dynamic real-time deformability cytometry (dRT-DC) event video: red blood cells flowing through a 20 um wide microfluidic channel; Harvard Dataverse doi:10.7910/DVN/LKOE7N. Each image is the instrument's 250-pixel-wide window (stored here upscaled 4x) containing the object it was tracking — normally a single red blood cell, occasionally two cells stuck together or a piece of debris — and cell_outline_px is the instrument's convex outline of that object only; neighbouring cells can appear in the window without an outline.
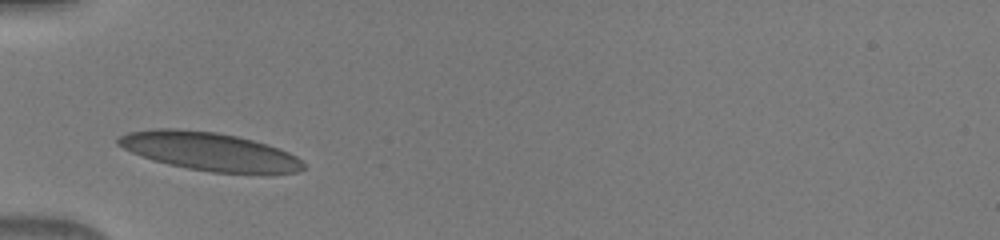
{"species": "human", "species_latin": "Homo sapiens", "temperature_condition": "warm", "stored_images_in_passage": 25, "camera_frame_rate_fps": 3000, "um_per_image_px": 0.085, "donor": {"sex": "male"}, "frame": {"image": 1, "passage_image": 1, "time_ms": 0.0, "image_size_px": [1000, 240], "cell_outline_px": [[308, 168], [296, 172], [212, 172], [188, 168], [168, 164], [152, 160], [132, 152], [116, 144], [116, 136], [128, 132], [152, 128], [176, 128], [216, 132], [236, 136], [268, 144], [280, 148], [296, 156]], "centroid_in_image_um": [17.74, 12.84], "position_along_channel_um": 67.3, "area_um2": 41.04}}
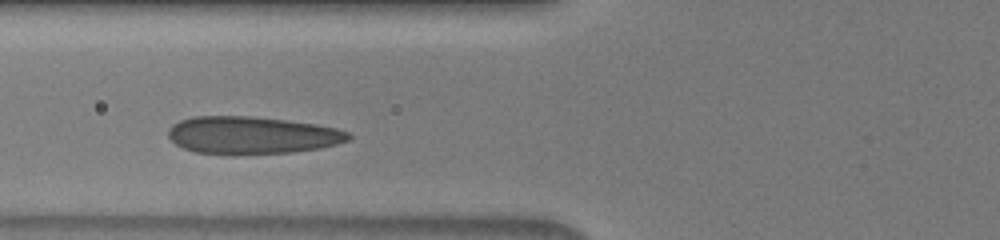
{"frame": {"image": 2, "passage_image": 4, "time_ms": 1.0, "image_size_px": [1000, 240], "cell_outline_px": [[352, 136], [348, 140], [336, 144], [320, 148], [292, 152], [196, 152], [184, 148], [176, 144], [168, 136], [168, 132], [172, 124], [180, 120], [192, 116], [252, 116], [288, 120], [316, 124], [336, 128], [348, 132]], "centroid_in_image_um": [21.43, 11.45], "position_along_channel_um": 104.4, "area_um2": 38.49}}
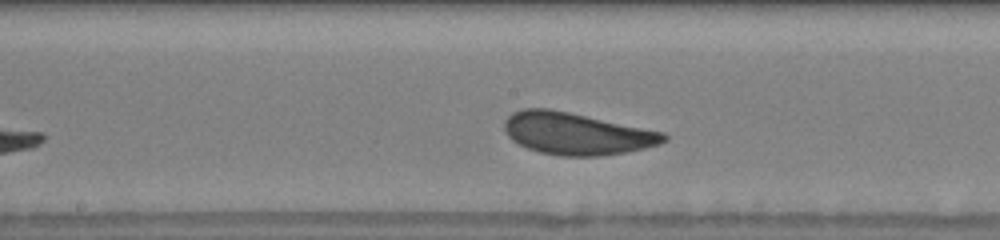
{"frame": {"image": 3, "passage_image": 11, "time_ms": 3.333, "image_size_px": [1000, 240], "cell_outline_px": [[668, 140], [660, 144], [628, 152], [600, 156], [560, 156], [540, 152], [528, 148], [512, 140], [508, 136], [504, 128], [504, 120], [512, 112], [524, 108], [552, 108], [664, 132], [668, 136]], "centroid_in_image_um": [49.01, 11.35], "position_along_channel_um": 199.2, "area_um2": 39.3}}